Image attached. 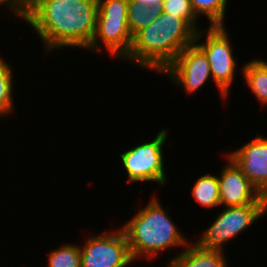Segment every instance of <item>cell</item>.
<instances>
[{
	"mask_svg": "<svg viewBox=\"0 0 267 267\" xmlns=\"http://www.w3.org/2000/svg\"><path fill=\"white\" fill-rule=\"evenodd\" d=\"M204 34L205 42L197 43ZM229 36L225 26H209L206 30H199L195 38V43L207 55L212 79L223 101L229 95L237 68Z\"/></svg>",
	"mask_w": 267,
	"mask_h": 267,
	"instance_id": "5",
	"label": "cell"
},
{
	"mask_svg": "<svg viewBox=\"0 0 267 267\" xmlns=\"http://www.w3.org/2000/svg\"><path fill=\"white\" fill-rule=\"evenodd\" d=\"M192 196L195 201L207 208L220 206V193L217 175L204 174L198 177L192 187Z\"/></svg>",
	"mask_w": 267,
	"mask_h": 267,
	"instance_id": "15",
	"label": "cell"
},
{
	"mask_svg": "<svg viewBox=\"0 0 267 267\" xmlns=\"http://www.w3.org/2000/svg\"><path fill=\"white\" fill-rule=\"evenodd\" d=\"M162 11L186 21L196 32L200 29L196 25L198 17L195 15L190 0H163Z\"/></svg>",
	"mask_w": 267,
	"mask_h": 267,
	"instance_id": "19",
	"label": "cell"
},
{
	"mask_svg": "<svg viewBox=\"0 0 267 267\" xmlns=\"http://www.w3.org/2000/svg\"><path fill=\"white\" fill-rule=\"evenodd\" d=\"M97 0H32L27 24L46 52L56 48L88 49L96 29Z\"/></svg>",
	"mask_w": 267,
	"mask_h": 267,
	"instance_id": "1",
	"label": "cell"
},
{
	"mask_svg": "<svg viewBox=\"0 0 267 267\" xmlns=\"http://www.w3.org/2000/svg\"><path fill=\"white\" fill-rule=\"evenodd\" d=\"M12 70L11 64L0 57V117L10 114L14 109Z\"/></svg>",
	"mask_w": 267,
	"mask_h": 267,
	"instance_id": "17",
	"label": "cell"
},
{
	"mask_svg": "<svg viewBox=\"0 0 267 267\" xmlns=\"http://www.w3.org/2000/svg\"><path fill=\"white\" fill-rule=\"evenodd\" d=\"M226 155L236 163L259 193L267 197V137L257 134L250 142Z\"/></svg>",
	"mask_w": 267,
	"mask_h": 267,
	"instance_id": "11",
	"label": "cell"
},
{
	"mask_svg": "<svg viewBox=\"0 0 267 267\" xmlns=\"http://www.w3.org/2000/svg\"><path fill=\"white\" fill-rule=\"evenodd\" d=\"M227 164L218 177L220 206L267 205V197L262 196L252 185L242 170L227 155Z\"/></svg>",
	"mask_w": 267,
	"mask_h": 267,
	"instance_id": "10",
	"label": "cell"
},
{
	"mask_svg": "<svg viewBox=\"0 0 267 267\" xmlns=\"http://www.w3.org/2000/svg\"><path fill=\"white\" fill-rule=\"evenodd\" d=\"M97 3L96 29L88 50L100 52L106 48L111 57L123 60L133 40L128 26V0H97Z\"/></svg>",
	"mask_w": 267,
	"mask_h": 267,
	"instance_id": "4",
	"label": "cell"
},
{
	"mask_svg": "<svg viewBox=\"0 0 267 267\" xmlns=\"http://www.w3.org/2000/svg\"><path fill=\"white\" fill-rule=\"evenodd\" d=\"M162 14V2L128 0V26L132 36Z\"/></svg>",
	"mask_w": 267,
	"mask_h": 267,
	"instance_id": "13",
	"label": "cell"
},
{
	"mask_svg": "<svg viewBox=\"0 0 267 267\" xmlns=\"http://www.w3.org/2000/svg\"><path fill=\"white\" fill-rule=\"evenodd\" d=\"M224 251L205 249L190 242L178 255L171 257L166 267H227Z\"/></svg>",
	"mask_w": 267,
	"mask_h": 267,
	"instance_id": "12",
	"label": "cell"
},
{
	"mask_svg": "<svg viewBox=\"0 0 267 267\" xmlns=\"http://www.w3.org/2000/svg\"><path fill=\"white\" fill-rule=\"evenodd\" d=\"M7 4V9L22 20H26L31 12L32 0H0V6Z\"/></svg>",
	"mask_w": 267,
	"mask_h": 267,
	"instance_id": "20",
	"label": "cell"
},
{
	"mask_svg": "<svg viewBox=\"0 0 267 267\" xmlns=\"http://www.w3.org/2000/svg\"><path fill=\"white\" fill-rule=\"evenodd\" d=\"M195 15H205L209 26H225L224 17L228 0H190Z\"/></svg>",
	"mask_w": 267,
	"mask_h": 267,
	"instance_id": "16",
	"label": "cell"
},
{
	"mask_svg": "<svg viewBox=\"0 0 267 267\" xmlns=\"http://www.w3.org/2000/svg\"><path fill=\"white\" fill-rule=\"evenodd\" d=\"M242 75L260 104H267V61L254 59L241 68Z\"/></svg>",
	"mask_w": 267,
	"mask_h": 267,
	"instance_id": "14",
	"label": "cell"
},
{
	"mask_svg": "<svg viewBox=\"0 0 267 267\" xmlns=\"http://www.w3.org/2000/svg\"><path fill=\"white\" fill-rule=\"evenodd\" d=\"M48 267H82L80 245L63 244L49 252Z\"/></svg>",
	"mask_w": 267,
	"mask_h": 267,
	"instance_id": "18",
	"label": "cell"
},
{
	"mask_svg": "<svg viewBox=\"0 0 267 267\" xmlns=\"http://www.w3.org/2000/svg\"><path fill=\"white\" fill-rule=\"evenodd\" d=\"M197 32L183 19L164 13L133 35L124 60L161 73L187 46Z\"/></svg>",
	"mask_w": 267,
	"mask_h": 267,
	"instance_id": "2",
	"label": "cell"
},
{
	"mask_svg": "<svg viewBox=\"0 0 267 267\" xmlns=\"http://www.w3.org/2000/svg\"><path fill=\"white\" fill-rule=\"evenodd\" d=\"M161 74L182 86L187 94L198 91L212 78L207 55L196 43L185 47Z\"/></svg>",
	"mask_w": 267,
	"mask_h": 267,
	"instance_id": "9",
	"label": "cell"
},
{
	"mask_svg": "<svg viewBox=\"0 0 267 267\" xmlns=\"http://www.w3.org/2000/svg\"><path fill=\"white\" fill-rule=\"evenodd\" d=\"M168 132L162 129L151 142H143L123 153H120L122 165L128 175V182H156L165 185L167 180L164 171L163 146Z\"/></svg>",
	"mask_w": 267,
	"mask_h": 267,
	"instance_id": "6",
	"label": "cell"
},
{
	"mask_svg": "<svg viewBox=\"0 0 267 267\" xmlns=\"http://www.w3.org/2000/svg\"><path fill=\"white\" fill-rule=\"evenodd\" d=\"M210 227L197 240L205 249L224 251L225 243L236 238L267 213V205L224 207Z\"/></svg>",
	"mask_w": 267,
	"mask_h": 267,
	"instance_id": "7",
	"label": "cell"
},
{
	"mask_svg": "<svg viewBox=\"0 0 267 267\" xmlns=\"http://www.w3.org/2000/svg\"><path fill=\"white\" fill-rule=\"evenodd\" d=\"M80 253L82 267H129L134 261L121 227L89 236L80 246Z\"/></svg>",
	"mask_w": 267,
	"mask_h": 267,
	"instance_id": "8",
	"label": "cell"
},
{
	"mask_svg": "<svg viewBox=\"0 0 267 267\" xmlns=\"http://www.w3.org/2000/svg\"><path fill=\"white\" fill-rule=\"evenodd\" d=\"M148 1H157V2H163V0H148Z\"/></svg>",
	"mask_w": 267,
	"mask_h": 267,
	"instance_id": "21",
	"label": "cell"
},
{
	"mask_svg": "<svg viewBox=\"0 0 267 267\" xmlns=\"http://www.w3.org/2000/svg\"><path fill=\"white\" fill-rule=\"evenodd\" d=\"M122 226L133 260L154 258L160 251L172 247H186L189 240L174 224L159 199L152 198Z\"/></svg>",
	"mask_w": 267,
	"mask_h": 267,
	"instance_id": "3",
	"label": "cell"
}]
</instances>
